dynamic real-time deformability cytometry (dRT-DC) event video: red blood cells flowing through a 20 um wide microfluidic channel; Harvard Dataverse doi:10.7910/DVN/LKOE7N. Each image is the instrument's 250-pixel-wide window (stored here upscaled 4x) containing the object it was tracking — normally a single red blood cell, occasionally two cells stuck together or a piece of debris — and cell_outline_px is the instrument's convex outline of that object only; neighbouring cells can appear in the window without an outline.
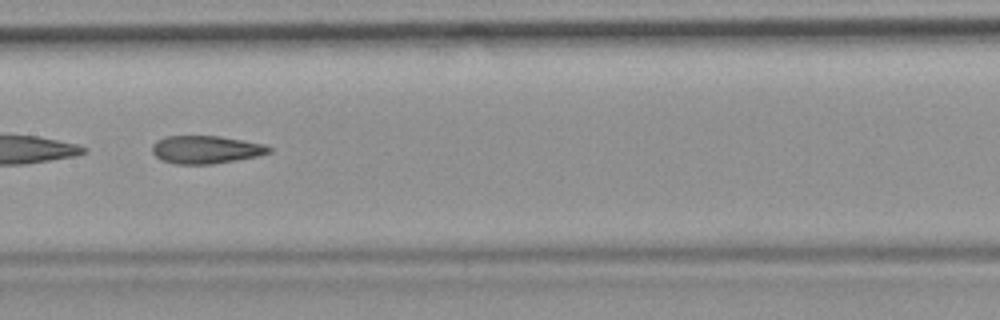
{"species": "common noctule bat (a hibernating species)", "species_latin": "Nyctalus noctula", "temperature_condition": "room temperature", "stored_images_in_passage": 45, "camera_frame_rate_fps": 3000, "um_per_image_px": 0.085, "animal": {"sex": "female", "body_mass_g": 19.9}, "frame": {"image": 1, "passage_image": 20, "time_ms": 6.333, "image_size_px": [1000, 320], "cell_outline_px": [[272, 152], [260, 156], [212, 164], [176, 164], [160, 160], [152, 152], [152, 144], [156, 140], [164, 136], [220, 136], [264, 144], [272, 148]], "centroid_in_image_um": [17.5, 12.71], "position_along_channel_um": 189.9, "area_um2": 19.19}, "authors_computed_cell_mechanics": {"area_um2": 19.9988, "velocity_mm_per_s": 3.768, "shape_relaxation_time_tau1_ms": null, "shape_relaxation_time_tau2_ms": 3.8255, "deformation_change_tau1": null, "deformation_change_tau2": 0.1376}}